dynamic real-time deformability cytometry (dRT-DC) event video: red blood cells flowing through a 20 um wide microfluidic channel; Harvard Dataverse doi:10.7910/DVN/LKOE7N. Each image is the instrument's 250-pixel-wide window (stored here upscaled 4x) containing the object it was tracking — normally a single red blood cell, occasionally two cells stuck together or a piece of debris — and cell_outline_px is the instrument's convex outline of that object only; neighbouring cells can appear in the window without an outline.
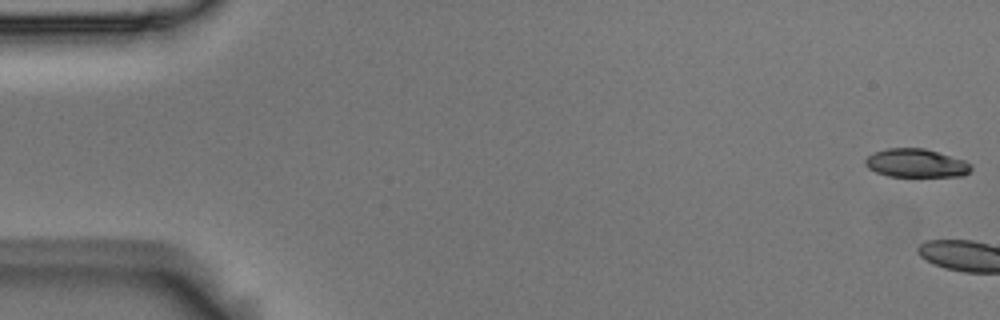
{"species": "Egyptian fruit bat (a non-hibernating species)", "species_latin": "Rousettus aegyptiacus", "temperature_condition": "room temperature", "stored_images_in_passage": 4, "camera_frame_rate_fps": 3000, "um_per_image_px": 0.085, "animal": {"sex": "male"}, "frame": {"image": 1, "passage_image": 1, "time_ms": 0.0, "image_size_px": [1000, 320], "cell_outline_px": [[972, 168], [964, 176], [888, 176], [876, 172], [868, 168], [864, 164], [864, 160], [872, 152], [888, 148], [924, 148], [964, 160], [972, 164]], "centroid_in_image_um": [77.84, 13.86], "position_along_channel_um": 7.2, "area_um2": 17.57}}